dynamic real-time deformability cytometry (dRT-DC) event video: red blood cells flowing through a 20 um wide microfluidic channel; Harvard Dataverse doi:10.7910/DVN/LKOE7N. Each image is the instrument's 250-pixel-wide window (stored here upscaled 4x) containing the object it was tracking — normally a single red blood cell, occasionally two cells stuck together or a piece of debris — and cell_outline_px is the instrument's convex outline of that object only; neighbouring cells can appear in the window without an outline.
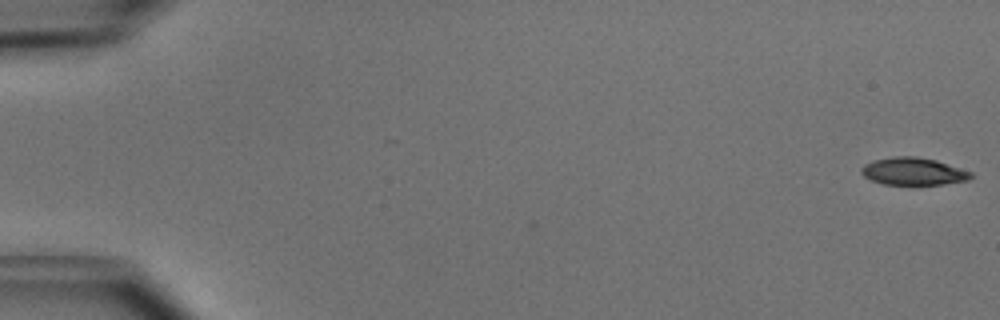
{"species": "common noctule bat (a hibernating species)", "species_latin": "Nyctalus noctula", "temperature_condition": "cold", "stored_images_in_passage": 10, "camera_frame_rate_fps": 3000, "um_per_image_px": 0.085, "animal": {"sex": "male", "body_mass_g": 15.6}, "frame": {"image": 1, "passage_image": 1, "time_ms": 0.0, "image_size_px": [1000, 320], "cell_outline_px": [[972, 176], [968, 180], [944, 184], [884, 184], [872, 180], [864, 176], [860, 172], [860, 168], [864, 164], [872, 160], [892, 156], [916, 156], [936, 160], [972, 172]], "centroid_in_image_um": [77.6, 14.55], "position_along_channel_um": 7.4, "area_um2": 17.51}}